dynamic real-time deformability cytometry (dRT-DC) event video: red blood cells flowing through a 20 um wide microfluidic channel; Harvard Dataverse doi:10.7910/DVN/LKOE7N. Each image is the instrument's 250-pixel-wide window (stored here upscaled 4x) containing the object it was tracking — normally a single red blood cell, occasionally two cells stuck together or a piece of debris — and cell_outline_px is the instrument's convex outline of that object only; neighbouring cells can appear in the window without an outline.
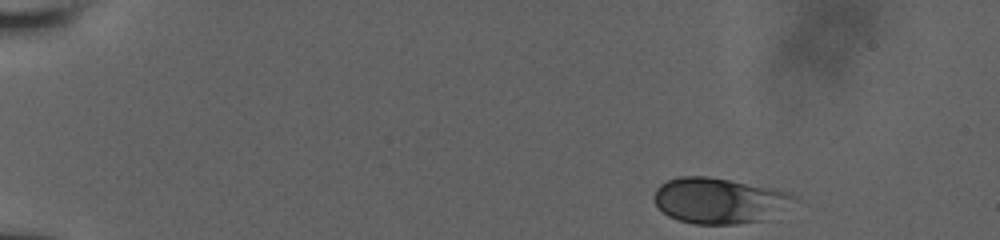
{"species": "human", "species_latin": "Homo sapiens", "temperature_condition": "room temperature", "stored_images_in_passage": 70, "camera_frame_rate_fps": 3000, "um_per_image_px": 0.085, "donor": {"sex": "male"}, "frame": {"image": 1, "passage_image": 1, "time_ms": 0.0, "image_size_px": [1000, 240], "cell_outline_px": [[800, 200], [780, 220], [736, 224], [696, 224], [680, 220], [668, 216], [656, 204], [652, 196], [656, 188], [660, 184], [668, 180], [680, 176], [708, 176], [776, 188], [792, 192], [800, 196]], "centroid_in_image_um": [61.37, 17.08], "position_along_channel_um": 23.6, "area_um2": 39.13}}
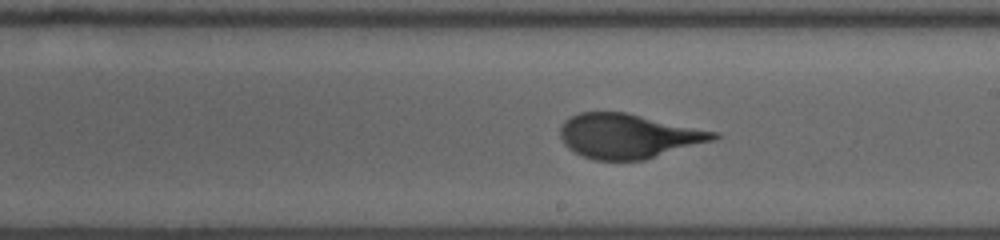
{"frame": {"image": 2, "passage_image": 40, "time_ms": 8.667, "image_size_px": [1000, 240], "cell_outline_px": [[720, 136], [716, 140], [644, 160], [596, 160], [584, 156], [568, 148], [564, 144], [560, 136], [560, 128], [564, 120], [580, 112], [624, 112], [716, 132]], "centroid_in_image_um": [53.4, 11.57], "position_along_channel_um": 235.6, "area_um2": 39.48}}
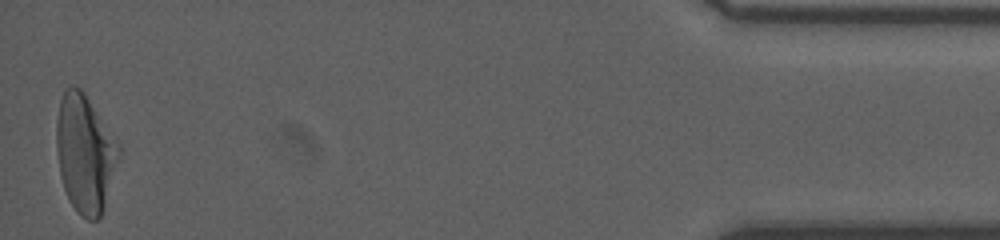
{"frame": {"image": 3, "passage_image": 69, "time_ms": 15.667, "image_size_px": [1000, 240], "cell_outline_px": [[120, 156], [104, 208], [100, 216], [96, 220], [88, 220], [80, 216], [76, 212], [68, 200], [60, 176], [56, 148], [56, 120], [60, 100], [64, 92], [68, 88], [80, 88], [84, 92], [120, 144]], "centroid_in_image_um": [7.23, 13.08], "position_along_channel_um": 428.0, "area_um2": 42.95}, "authors_computed_cell_mechanics": {"area_um2": 39.3618, "velocity_mm_per_s": 3.8636, "shape_relaxation_time_tau1_ms": 4.5085, "shape_relaxation_time_tau2_ms": null, "deformation_change_tau1": 0.1615, "deformation_change_tau2": null}}